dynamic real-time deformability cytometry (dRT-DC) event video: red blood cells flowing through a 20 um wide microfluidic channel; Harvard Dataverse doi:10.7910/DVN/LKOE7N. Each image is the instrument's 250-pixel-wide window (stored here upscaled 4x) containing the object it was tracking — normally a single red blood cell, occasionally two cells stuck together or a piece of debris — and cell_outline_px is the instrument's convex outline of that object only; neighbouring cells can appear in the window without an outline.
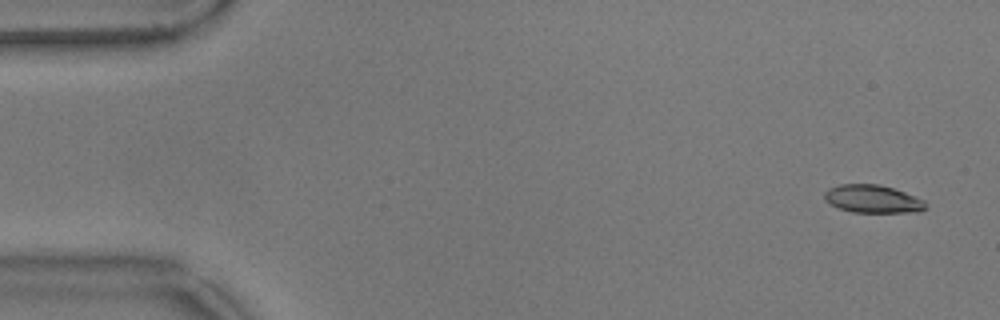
{"species": "common noctule bat (a hibernating species)", "species_latin": "Nyctalus noctula", "temperature_condition": "warm", "stored_images_in_passage": 18, "camera_frame_rate_fps": 3000, "um_per_image_px": 0.085, "animal": {"sex": "male", "body_mass_g": 17.9}, "frame": {"image": 1, "passage_image": 3, "time_ms": 0.667, "image_size_px": [1000, 320], "cell_outline_px": [[928, 204], [920, 212], [852, 212], [828, 204], [824, 200], [824, 192], [828, 188], [840, 184], [876, 184], [892, 188], [904, 192], [924, 200]], "centroid_in_image_um": [74.15, 16.91], "position_along_channel_um": 10.9, "area_um2": 16.47}}
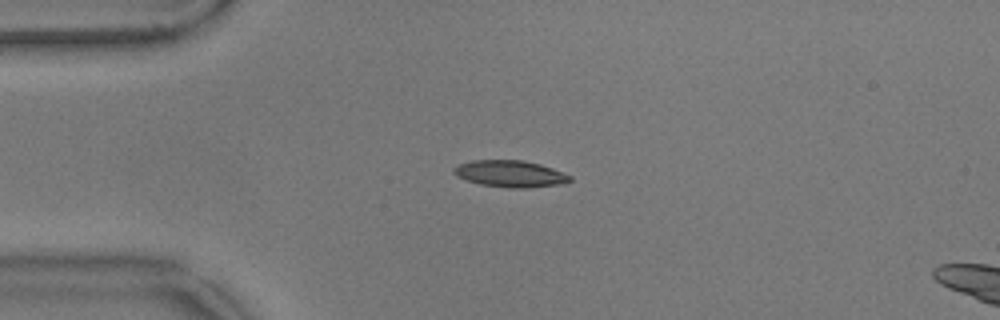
{"frame": {"image": 2, "passage_image": 14, "time_ms": 4.333, "image_size_px": [1000, 320], "cell_outline_px": [[572, 180], [564, 184], [528, 188], [508, 188], [480, 184], [456, 176], [452, 172], [452, 168], [460, 164], [472, 160], [524, 160], [540, 164], [552, 168], [572, 176]], "centroid_in_image_um": [43.39, 14.77], "position_along_channel_um": 41.6, "area_um2": 18.21}}